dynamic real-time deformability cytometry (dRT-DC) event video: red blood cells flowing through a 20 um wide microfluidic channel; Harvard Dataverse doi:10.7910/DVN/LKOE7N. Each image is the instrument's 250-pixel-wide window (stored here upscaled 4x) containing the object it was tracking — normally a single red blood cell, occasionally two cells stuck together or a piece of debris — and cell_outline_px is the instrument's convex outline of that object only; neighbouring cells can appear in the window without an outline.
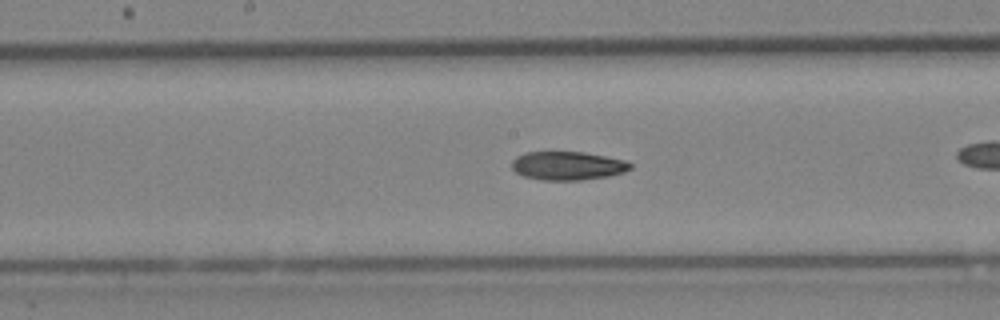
{"species": "Egyptian fruit bat (a non-hibernating species)", "species_latin": "Rousettus aegyptiacus", "temperature_condition": "cold", "stored_images_in_passage": 24, "camera_frame_rate_fps": 3000, "um_per_image_px": 0.085, "animal": {"sex": "female"}, "frame": {"image": 1, "passage_image": 11, "time_ms": 3.333, "image_size_px": [1000, 320], "cell_outline_px": [[632, 168], [624, 172], [608, 176], [580, 180], [544, 180], [524, 176], [516, 172], [512, 168], [512, 160], [516, 156], [524, 152], [584, 152], [624, 160], [632, 164]], "centroid_in_image_um": [48.24, 14.08], "position_along_channel_um": 200.0, "area_um2": 19.65}}